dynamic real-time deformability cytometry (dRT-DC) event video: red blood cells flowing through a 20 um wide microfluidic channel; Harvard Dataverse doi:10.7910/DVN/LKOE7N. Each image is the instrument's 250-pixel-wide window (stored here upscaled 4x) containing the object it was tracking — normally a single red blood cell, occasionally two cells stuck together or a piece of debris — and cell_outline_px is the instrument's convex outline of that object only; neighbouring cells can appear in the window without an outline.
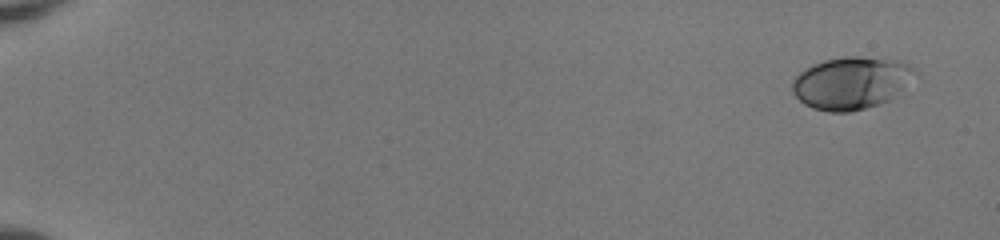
{"species": "human", "species_latin": "Homo sapiens", "temperature_condition": "room temperature", "stored_images_in_passage": 51, "camera_frame_rate_fps": 3000, "um_per_image_px": 0.085, "donor": {"sex": "female"}, "frame": {"image": 1, "passage_image": 1, "time_ms": 0.0, "image_size_px": [1000, 240], "cell_outline_px": [[912, 72], [900, 88], [888, 100], [880, 104], [848, 112], [828, 112], [812, 108], [804, 104], [792, 92], [792, 80], [804, 68], [812, 64], [824, 60], [844, 56], [860, 56], [896, 60], [908, 64], [912, 68]], "centroid_in_image_um": [72.22, 7.04], "position_along_channel_um": 12.8, "area_um2": 36.65}}
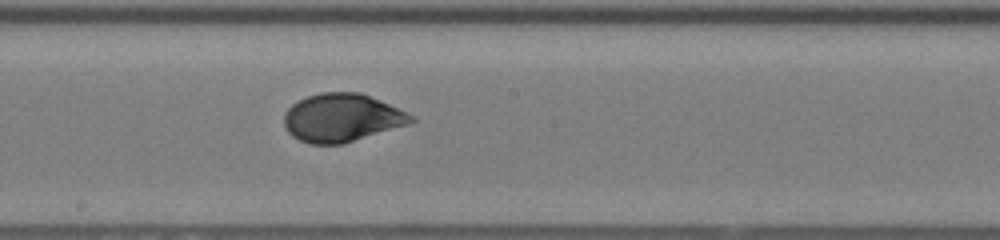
{"frame": {"image": 2, "passage_image": 30, "time_ms": 9.667, "image_size_px": [1000, 240], "cell_outline_px": [[416, 120], [408, 124], [344, 144], [308, 144], [292, 136], [284, 128], [284, 112], [292, 104], [308, 96], [320, 92], [360, 92], [380, 100], [416, 116]], "centroid_in_image_um": [29.05, 10.01], "position_along_channel_um": 219.2, "area_um2": 35.78}}
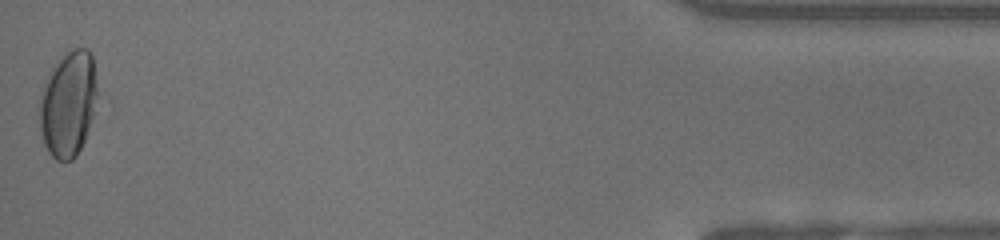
{"frame": {"image": 3, "passage_image": 51, "time_ms": 16.667, "image_size_px": [1000, 240], "cell_outline_px": [[96, 112], [88, 132], [76, 156], [72, 160], [56, 160], [48, 152], [44, 144], [40, 128], [40, 96], [48, 72], [60, 56], [72, 48], [88, 48], [92, 56], [96, 88]], "centroid_in_image_um": [5.8, 8.82], "position_along_channel_um": 429.4, "area_um2": 35.78}, "authors_computed_cell_mechanics": {"area_um2": 34.7378, "velocity_mm_per_s": 4.0444, "shape_relaxation_time_tau1_ms": 8.4551, "shape_relaxation_time_tau2_ms": null, "deformation_change_tau1": 0.2469, "deformation_change_tau2": null}}